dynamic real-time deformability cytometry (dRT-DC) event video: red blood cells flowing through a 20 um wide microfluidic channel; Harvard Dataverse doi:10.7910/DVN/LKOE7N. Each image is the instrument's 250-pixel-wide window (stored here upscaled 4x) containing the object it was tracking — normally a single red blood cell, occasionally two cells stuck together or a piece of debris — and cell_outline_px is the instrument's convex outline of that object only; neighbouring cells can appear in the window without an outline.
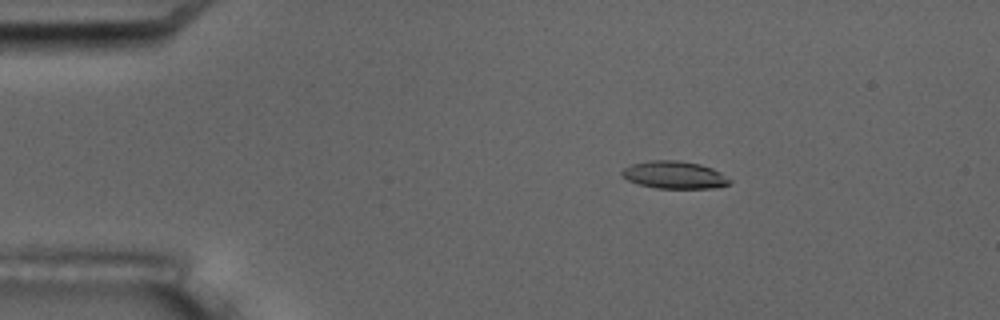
{"species": "common noctule bat (a hibernating species)", "species_latin": "Nyctalus noctula", "temperature_condition": "room temperature", "stored_images_in_passage": 4, "camera_frame_rate_fps": 3000, "um_per_image_px": 0.085, "animal": {"sex": "male", "body_mass_g": 17.5, "forearm_length_mm": 52.3}, "frame": {"image": 1, "passage_image": 2, "time_ms": 1.0, "image_size_px": [1000, 320], "cell_outline_px": [[732, 180], [728, 184], [712, 188], [656, 188], [640, 184], [628, 180], [620, 176], [620, 172], [624, 168], [632, 164], [652, 160], [676, 160], [700, 164], [712, 168], [720, 172]], "centroid_in_image_um": [57.3, 14.86], "position_along_channel_um": 27.7, "area_um2": 17.17}}